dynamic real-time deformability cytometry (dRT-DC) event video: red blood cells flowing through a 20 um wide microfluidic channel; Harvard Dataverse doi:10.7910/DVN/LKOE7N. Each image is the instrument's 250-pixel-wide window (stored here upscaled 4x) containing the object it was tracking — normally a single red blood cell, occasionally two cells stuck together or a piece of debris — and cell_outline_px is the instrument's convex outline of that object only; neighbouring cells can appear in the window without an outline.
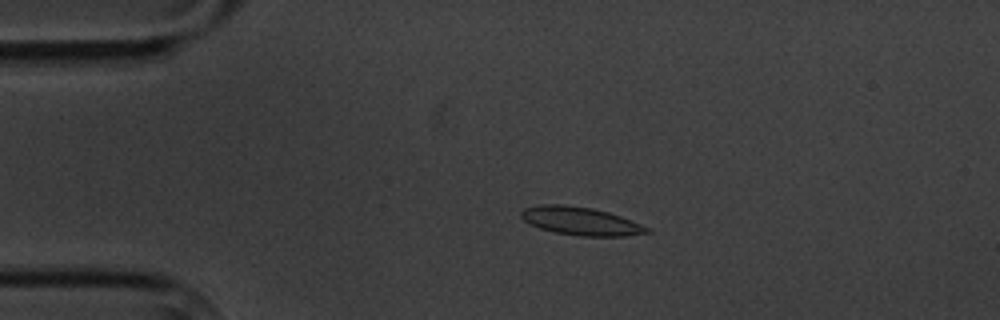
{"species": "common noctule bat (a hibernating species)", "species_latin": "Nyctalus noctula", "temperature_condition": "cold", "stored_images_in_passage": 5, "camera_frame_rate_fps": 3000, "um_per_image_px": 0.085, "animal": {"sex": "male", "body_mass_g": 20.1, "forearm_length_mm": 53.5}, "frame": {"image": 1, "passage_image": 4, "time_ms": 3.333, "image_size_px": [1000, 320], "cell_outline_px": [[652, 232], [624, 236], [580, 236], [556, 232], [540, 228], [528, 224], [520, 216], [520, 212], [524, 208], [540, 204], [564, 204], [592, 208], [608, 212], [620, 216], [652, 228]], "centroid_in_image_um": [49.36, 18.79], "position_along_channel_um": 35.6, "area_um2": 20.75}}